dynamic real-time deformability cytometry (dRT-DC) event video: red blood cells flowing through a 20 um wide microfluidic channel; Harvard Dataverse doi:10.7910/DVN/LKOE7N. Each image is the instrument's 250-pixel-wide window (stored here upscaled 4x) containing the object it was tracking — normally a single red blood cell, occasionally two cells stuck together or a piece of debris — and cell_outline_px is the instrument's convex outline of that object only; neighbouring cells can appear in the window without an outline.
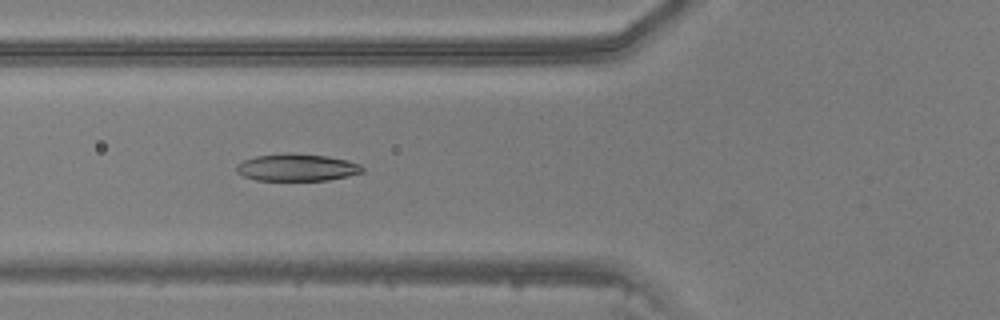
{"species": "common noctule bat (a hibernating species)", "species_latin": "Nyctalus noctula", "temperature_condition": "warm", "stored_images_in_passage": 48, "camera_frame_rate_fps": 3000, "um_per_image_px": 0.085, "animal": {"sex": "male", "body_mass_g": 20.5, "forearm_length_mm": 52.5}, "frame": {"image": 1, "passage_image": 19, "time_ms": 6.0, "image_size_px": [1000, 320], "cell_outline_px": [[364, 172], [348, 176], [328, 180], [256, 180], [244, 176], [236, 172], [236, 164], [244, 160], [256, 156], [288, 152], [324, 156], [348, 160], [360, 164], [364, 168]], "centroid_in_image_um": [25.24, 14.23], "position_along_channel_um": 100.6, "area_um2": 20.0}}
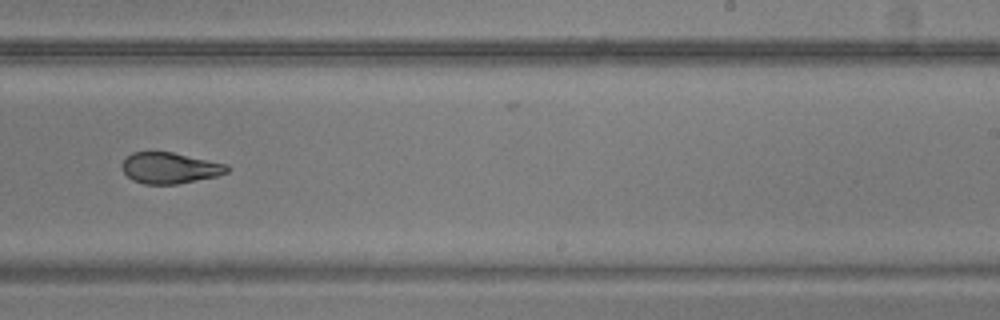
{"frame": {"image": 2, "passage_image": 31, "time_ms": 10.0, "image_size_px": [1000, 320], "cell_outline_px": [[228, 172], [216, 176], [176, 184], [144, 184], [132, 180], [120, 168], [124, 160], [132, 152], [172, 152], [228, 164]], "centroid_in_image_um": [14.42, 14.28], "position_along_channel_um": 274.6, "area_um2": 18.9}}
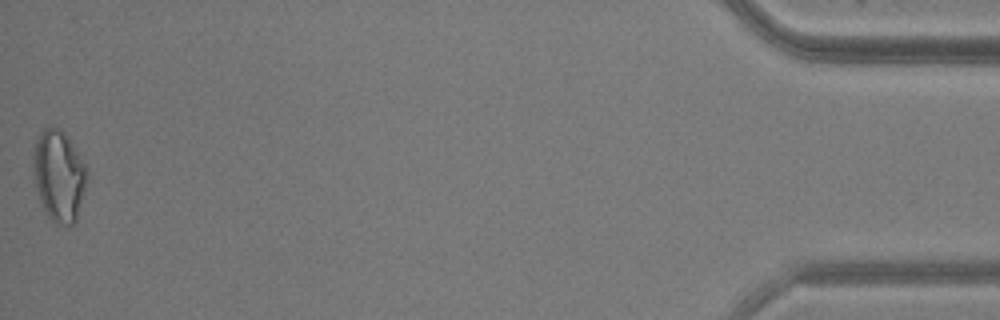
{"frame": {"image": 3, "passage_image": 48, "time_ms": 15.667, "image_size_px": [1000, 320], "cell_outline_px": [[88, 176], [76, 220], [68, 228], [56, 224], [48, 216], [40, 200], [36, 184], [32, 156], [40, 132], [44, 128], [60, 128], [64, 132], [72, 144], [84, 164]], "centroid_in_image_um": [5.01, 14.97], "position_along_channel_um": 430.2, "area_um2": 28.03}}